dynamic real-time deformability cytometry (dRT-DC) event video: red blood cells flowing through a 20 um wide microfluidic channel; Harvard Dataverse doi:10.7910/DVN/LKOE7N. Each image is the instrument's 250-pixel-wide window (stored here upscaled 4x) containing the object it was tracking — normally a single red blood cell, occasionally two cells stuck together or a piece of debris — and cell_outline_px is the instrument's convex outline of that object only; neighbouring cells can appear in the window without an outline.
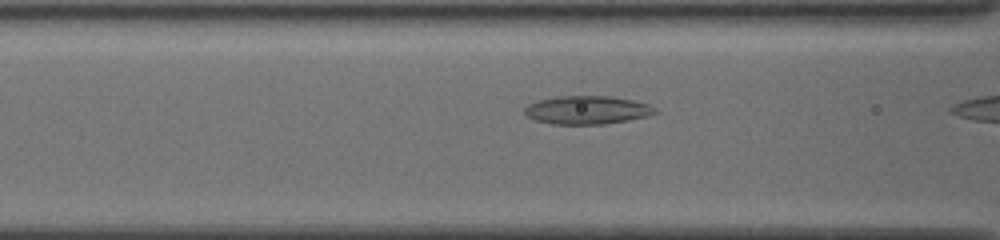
{"species": "common noctule bat (a hibernating species)", "species_latin": "Nyctalus noctula", "temperature_condition": "cold", "stored_images_in_passage": 10, "camera_frame_rate_fps": 3000, "um_per_image_px": 0.085, "animal": {"sex": "female", "body_mass_g": 19.5, "forearm_length_mm": 54.1}, "frame": {"image": 1, "passage_image": 9, "time_ms": 2.667, "image_size_px": [1000, 240], "cell_outline_px": [[656, 112], [644, 116], [604, 124], [552, 124], [536, 120], [528, 116], [524, 112], [524, 108], [528, 104], [540, 100], [556, 96], [608, 96], [632, 100], [648, 104]], "centroid_in_image_um": [49.82, 9.34], "position_along_channel_um": 116.8, "area_um2": 21.04}}